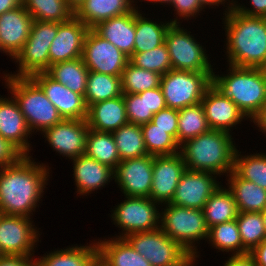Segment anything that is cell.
Wrapping results in <instances>:
<instances>
[{
  "mask_svg": "<svg viewBox=\"0 0 266 266\" xmlns=\"http://www.w3.org/2000/svg\"><path fill=\"white\" fill-rule=\"evenodd\" d=\"M82 60L89 71L121 76L129 57L93 29H89L82 52Z\"/></svg>",
  "mask_w": 266,
  "mask_h": 266,
  "instance_id": "7c38bea8",
  "label": "cell"
},
{
  "mask_svg": "<svg viewBox=\"0 0 266 266\" xmlns=\"http://www.w3.org/2000/svg\"><path fill=\"white\" fill-rule=\"evenodd\" d=\"M232 133L210 129L180 145L186 168L226 177L234 170L237 149Z\"/></svg>",
  "mask_w": 266,
  "mask_h": 266,
  "instance_id": "3957f363",
  "label": "cell"
},
{
  "mask_svg": "<svg viewBox=\"0 0 266 266\" xmlns=\"http://www.w3.org/2000/svg\"><path fill=\"white\" fill-rule=\"evenodd\" d=\"M236 222L243 247L248 252L266 239V229L261 212H239Z\"/></svg>",
  "mask_w": 266,
  "mask_h": 266,
  "instance_id": "b9f144b4",
  "label": "cell"
},
{
  "mask_svg": "<svg viewBox=\"0 0 266 266\" xmlns=\"http://www.w3.org/2000/svg\"><path fill=\"white\" fill-rule=\"evenodd\" d=\"M228 74H212V84L229 97L249 121L266 103V78L261 68L227 65Z\"/></svg>",
  "mask_w": 266,
  "mask_h": 266,
  "instance_id": "277c9868",
  "label": "cell"
},
{
  "mask_svg": "<svg viewBox=\"0 0 266 266\" xmlns=\"http://www.w3.org/2000/svg\"><path fill=\"white\" fill-rule=\"evenodd\" d=\"M58 23L33 20L30 34L22 50L12 60L18 71L4 73L1 76L31 77L37 73H45L50 67L49 50L57 35Z\"/></svg>",
  "mask_w": 266,
  "mask_h": 266,
  "instance_id": "52a82bcc",
  "label": "cell"
},
{
  "mask_svg": "<svg viewBox=\"0 0 266 266\" xmlns=\"http://www.w3.org/2000/svg\"><path fill=\"white\" fill-rule=\"evenodd\" d=\"M120 160L148 155L141 125L127 123L112 132Z\"/></svg>",
  "mask_w": 266,
  "mask_h": 266,
  "instance_id": "d590c367",
  "label": "cell"
},
{
  "mask_svg": "<svg viewBox=\"0 0 266 266\" xmlns=\"http://www.w3.org/2000/svg\"><path fill=\"white\" fill-rule=\"evenodd\" d=\"M228 177V178H227ZM226 178L239 212H261L266 206V190L232 171Z\"/></svg>",
  "mask_w": 266,
  "mask_h": 266,
  "instance_id": "f1b7e54d",
  "label": "cell"
},
{
  "mask_svg": "<svg viewBox=\"0 0 266 266\" xmlns=\"http://www.w3.org/2000/svg\"><path fill=\"white\" fill-rule=\"evenodd\" d=\"M181 23H172L165 34L172 69L192 72H213L206 48Z\"/></svg>",
  "mask_w": 266,
  "mask_h": 266,
  "instance_id": "30bf717a",
  "label": "cell"
},
{
  "mask_svg": "<svg viewBox=\"0 0 266 266\" xmlns=\"http://www.w3.org/2000/svg\"><path fill=\"white\" fill-rule=\"evenodd\" d=\"M88 131L86 119H63L40 134L53 151L70 160L85 154Z\"/></svg>",
  "mask_w": 266,
  "mask_h": 266,
  "instance_id": "2e32d148",
  "label": "cell"
},
{
  "mask_svg": "<svg viewBox=\"0 0 266 266\" xmlns=\"http://www.w3.org/2000/svg\"><path fill=\"white\" fill-rule=\"evenodd\" d=\"M162 75L139 68L130 61L121 74L122 94H138L160 87Z\"/></svg>",
  "mask_w": 266,
  "mask_h": 266,
  "instance_id": "60d3db41",
  "label": "cell"
},
{
  "mask_svg": "<svg viewBox=\"0 0 266 266\" xmlns=\"http://www.w3.org/2000/svg\"><path fill=\"white\" fill-rule=\"evenodd\" d=\"M201 104L210 129L231 133L236 125L249 120L237 105L211 84L205 91Z\"/></svg>",
  "mask_w": 266,
  "mask_h": 266,
  "instance_id": "d6986e66",
  "label": "cell"
},
{
  "mask_svg": "<svg viewBox=\"0 0 266 266\" xmlns=\"http://www.w3.org/2000/svg\"><path fill=\"white\" fill-rule=\"evenodd\" d=\"M89 129L98 132H113L128 123L123 94L113 99L100 101L88 107L86 118Z\"/></svg>",
  "mask_w": 266,
  "mask_h": 266,
  "instance_id": "cb8c5ba5",
  "label": "cell"
},
{
  "mask_svg": "<svg viewBox=\"0 0 266 266\" xmlns=\"http://www.w3.org/2000/svg\"><path fill=\"white\" fill-rule=\"evenodd\" d=\"M186 169L180 153L170 156H154L153 181L149 198L161 205L170 203Z\"/></svg>",
  "mask_w": 266,
  "mask_h": 266,
  "instance_id": "ac0fdd59",
  "label": "cell"
},
{
  "mask_svg": "<svg viewBox=\"0 0 266 266\" xmlns=\"http://www.w3.org/2000/svg\"><path fill=\"white\" fill-rule=\"evenodd\" d=\"M22 5V0H0V15Z\"/></svg>",
  "mask_w": 266,
  "mask_h": 266,
  "instance_id": "6f0895ef",
  "label": "cell"
},
{
  "mask_svg": "<svg viewBox=\"0 0 266 266\" xmlns=\"http://www.w3.org/2000/svg\"><path fill=\"white\" fill-rule=\"evenodd\" d=\"M98 252L96 239L84 245L74 244L65 249H55L34 258V266H96Z\"/></svg>",
  "mask_w": 266,
  "mask_h": 266,
  "instance_id": "83f0119b",
  "label": "cell"
},
{
  "mask_svg": "<svg viewBox=\"0 0 266 266\" xmlns=\"http://www.w3.org/2000/svg\"><path fill=\"white\" fill-rule=\"evenodd\" d=\"M249 253L253 256L256 266H266V239Z\"/></svg>",
  "mask_w": 266,
  "mask_h": 266,
  "instance_id": "f5cc1de1",
  "label": "cell"
},
{
  "mask_svg": "<svg viewBox=\"0 0 266 266\" xmlns=\"http://www.w3.org/2000/svg\"><path fill=\"white\" fill-rule=\"evenodd\" d=\"M45 73L73 92L85 95L89 70L82 58L51 64Z\"/></svg>",
  "mask_w": 266,
  "mask_h": 266,
  "instance_id": "4dcf8cb0",
  "label": "cell"
},
{
  "mask_svg": "<svg viewBox=\"0 0 266 266\" xmlns=\"http://www.w3.org/2000/svg\"><path fill=\"white\" fill-rule=\"evenodd\" d=\"M85 0H66V2L68 3V5L74 10L76 11L77 8L84 2Z\"/></svg>",
  "mask_w": 266,
  "mask_h": 266,
  "instance_id": "91938a15",
  "label": "cell"
},
{
  "mask_svg": "<svg viewBox=\"0 0 266 266\" xmlns=\"http://www.w3.org/2000/svg\"><path fill=\"white\" fill-rule=\"evenodd\" d=\"M34 256L1 255L0 266H34Z\"/></svg>",
  "mask_w": 266,
  "mask_h": 266,
  "instance_id": "f907efd6",
  "label": "cell"
},
{
  "mask_svg": "<svg viewBox=\"0 0 266 266\" xmlns=\"http://www.w3.org/2000/svg\"><path fill=\"white\" fill-rule=\"evenodd\" d=\"M154 156L121 160L114 170V181L123 196L149 198L153 181Z\"/></svg>",
  "mask_w": 266,
  "mask_h": 266,
  "instance_id": "5bb4252c",
  "label": "cell"
},
{
  "mask_svg": "<svg viewBox=\"0 0 266 266\" xmlns=\"http://www.w3.org/2000/svg\"><path fill=\"white\" fill-rule=\"evenodd\" d=\"M128 123L142 125L152 120L148 113L147 90L138 94H123Z\"/></svg>",
  "mask_w": 266,
  "mask_h": 266,
  "instance_id": "ee69618b",
  "label": "cell"
},
{
  "mask_svg": "<svg viewBox=\"0 0 266 266\" xmlns=\"http://www.w3.org/2000/svg\"><path fill=\"white\" fill-rule=\"evenodd\" d=\"M170 6L174 8V14H176V18L170 19L172 23H180L182 19L188 21L192 17L196 20L198 14L205 11L199 0H173Z\"/></svg>",
  "mask_w": 266,
  "mask_h": 266,
  "instance_id": "f6af8a7d",
  "label": "cell"
},
{
  "mask_svg": "<svg viewBox=\"0 0 266 266\" xmlns=\"http://www.w3.org/2000/svg\"><path fill=\"white\" fill-rule=\"evenodd\" d=\"M261 214H262V216H263L264 225H265V229H266V206H265L264 209L261 211Z\"/></svg>",
  "mask_w": 266,
  "mask_h": 266,
  "instance_id": "94428289",
  "label": "cell"
},
{
  "mask_svg": "<svg viewBox=\"0 0 266 266\" xmlns=\"http://www.w3.org/2000/svg\"><path fill=\"white\" fill-rule=\"evenodd\" d=\"M121 95V76L89 71L84 95L88 107L91 104L113 99Z\"/></svg>",
  "mask_w": 266,
  "mask_h": 266,
  "instance_id": "836d02e7",
  "label": "cell"
},
{
  "mask_svg": "<svg viewBox=\"0 0 266 266\" xmlns=\"http://www.w3.org/2000/svg\"><path fill=\"white\" fill-rule=\"evenodd\" d=\"M140 11V7L135 8L134 52H145L162 45L165 42V34L172 24L170 20L154 21L146 18Z\"/></svg>",
  "mask_w": 266,
  "mask_h": 266,
  "instance_id": "f546056e",
  "label": "cell"
},
{
  "mask_svg": "<svg viewBox=\"0 0 266 266\" xmlns=\"http://www.w3.org/2000/svg\"><path fill=\"white\" fill-rule=\"evenodd\" d=\"M230 256L222 266H256L254 258L250 253Z\"/></svg>",
  "mask_w": 266,
  "mask_h": 266,
  "instance_id": "816d5d0a",
  "label": "cell"
},
{
  "mask_svg": "<svg viewBox=\"0 0 266 266\" xmlns=\"http://www.w3.org/2000/svg\"><path fill=\"white\" fill-rule=\"evenodd\" d=\"M201 5L206 9V7L214 8L215 6L219 7V5L225 6L224 14H227L229 11H231L234 8L235 0H199ZM228 1V2H227ZM227 5V6H226ZM227 7V8H226Z\"/></svg>",
  "mask_w": 266,
  "mask_h": 266,
  "instance_id": "11a10c76",
  "label": "cell"
},
{
  "mask_svg": "<svg viewBox=\"0 0 266 266\" xmlns=\"http://www.w3.org/2000/svg\"><path fill=\"white\" fill-rule=\"evenodd\" d=\"M213 72H192L171 69L161 77L165 104L182 109L201 103L205 91L212 84Z\"/></svg>",
  "mask_w": 266,
  "mask_h": 266,
  "instance_id": "ba28073f",
  "label": "cell"
},
{
  "mask_svg": "<svg viewBox=\"0 0 266 266\" xmlns=\"http://www.w3.org/2000/svg\"><path fill=\"white\" fill-rule=\"evenodd\" d=\"M100 266H152L124 238L96 240Z\"/></svg>",
  "mask_w": 266,
  "mask_h": 266,
  "instance_id": "484cf974",
  "label": "cell"
},
{
  "mask_svg": "<svg viewBox=\"0 0 266 266\" xmlns=\"http://www.w3.org/2000/svg\"><path fill=\"white\" fill-rule=\"evenodd\" d=\"M250 8L235 0L234 9L247 16L266 17V0H250Z\"/></svg>",
  "mask_w": 266,
  "mask_h": 266,
  "instance_id": "c3c4849f",
  "label": "cell"
},
{
  "mask_svg": "<svg viewBox=\"0 0 266 266\" xmlns=\"http://www.w3.org/2000/svg\"><path fill=\"white\" fill-rule=\"evenodd\" d=\"M137 0H85L75 11V16L89 29L112 17L134 10ZM135 2V4H134Z\"/></svg>",
  "mask_w": 266,
  "mask_h": 266,
  "instance_id": "4316f807",
  "label": "cell"
},
{
  "mask_svg": "<svg viewBox=\"0 0 266 266\" xmlns=\"http://www.w3.org/2000/svg\"><path fill=\"white\" fill-rule=\"evenodd\" d=\"M238 149L234 155V172L242 179L266 190V153L243 155Z\"/></svg>",
  "mask_w": 266,
  "mask_h": 266,
  "instance_id": "f35d334b",
  "label": "cell"
},
{
  "mask_svg": "<svg viewBox=\"0 0 266 266\" xmlns=\"http://www.w3.org/2000/svg\"><path fill=\"white\" fill-rule=\"evenodd\" d=\"M211 172L186 169L176 187L171 204L191 209H204L208 198L223 184Z\"/></svg>",
  "mask_w": 266,
  "mask_h": 266,
  "instance_id": "9a60e30c",
  "label": "cell"
},
{
  "mask_svg": "<svg viewBox=\"0 0 266 266\" xmlns=\"http://www.w3.org/2000/svg\"><path fill=\"white\" fill-rule=\"evenodd\" d=\"M158 128L169 130V134L177 141L178 131V110L173 108H164L154 114L152 120Z\"/></svg>",
  "mask_w": 266,
  "mask_h": 266,
  "instance_id": "bcb514c9",
  "label": "cell"
},
{
  "mask_svg": "<svg viewBox=\"0 0 266 266\" xmlns=\"http://www.w3.org/2000/svg\"><path fill=\"white\" fill-rule=\"evenodd\" d=\"M148 155L170 156L180 153V145L169 134V130L158 128L151 121L141 125Z\"/></svg>",
  "mask_w": 266,
  "mask_h": 266,
  "instance_id": "ab89813d",
  "label": "cell"
},
{
  "mask_svg": "<svg viewBox=\"0 0 266 266\" xmlns=\"http://www.w3.org/2000/svg\"><path fill=\"white\" fill-rule=\"evenodd\" d=\"M264 75H265V78H266V63L261 67Z\"/></svg>",
  "mask_w": 266,
  "mask_h": 266,
  "instance_id": "6125c7cd",
  "label": "cell"
},
{
  "mask_svg": "<svg viewBox=\"0 0 266 266\" xmlns=\"http://www.w3.org/2000/svg\"><path fill=\"white\" fill-rule=\"evenodd\" d=\"M225 187L221 184L208 198L204 206V217L208 228L219 223L235 220L238 217L237 204L231 191L227 186Z\"/></svg>",
  "mask_w": 266,
  "mask_h": 266,
  "instance_id": "1f68e13d",
  "label": "cell"
},
{
  "mask_svg": "<svg viewBox=\"0 0 266 266\" xmlns=\"http://www.w3.org/2000/svg\"><path fill=\"white\" fill-rule=\"evenodd\" d=\"M209 130L210 127L201 103L178 110L177 143L179 145Z\"/></svg>",
  "mask_w": 266,
  "mask_h": 266,
  "instance_id": "74e56055",
  "label": "cell"
},
{
  "mask_svg": "<svg viewBox=\"0 0 266 266\" xmlns=\"http://www.w3.org/2000/svg\"><path fill=\"white\" fill-rule=\"evenodd\" d=\"M85 154L113 170L121 161L112 132H98L89 129Z\"/></svg>",
  "mask_w": 266,
  "mask_h": 266,
  "instance_id": "d6a6232c",
  "label": "cell"
},
{
  "mask_svg": "<svg viewBox=\"0 0 266 266\" xmlns=\"http://www.w3.org/2000/svg\"><path fill=\"white\" fill-rule=\"evenodd\" d=\"M129 61L149 71L164 75L172 69L170 55L166 43L145 52H134Z\"/></svg>",
  "mask_w": 266,
  "mask_h": 266,
  "instance_id": "7bdbcfd3",
  "label": "cell"
},
{
  "mask_svg": "<svg viewBox=\"0 0 266 266\" xmlns=\"http://www.w3.org/2000/svg\"><path fill=\"white\" fill-rule=\"evenodd\" d=\"M160 229L188 252L200 253L197 244L208 239L204 211L176 206L171 203L161 205ZM197 242V244H196Z\"/></svg>",
  "mask_w": 266,
  "mask_h": 266,
  "instance_id": "8992f818",
  "label": "cell"
},
{
  "mask_svg": "<svg viewBox=\"0 0 266 266\" xmlns=\"http://www.w3.org/2000/svg\"><path fill=\"white\" fill-rule=\"evenodd\" d=\"M33 17L21 5L0 15V48L13 60L30 34Z\"/></svg>",
  "mask_w": 266,
  "mask_h": 266,
  "instance_id": "7402d4cb",
  "label": "cell"
},
{
  "mask_svg": "<svg viewBox=\"0 0 266 266\" xmlns=\"http://www.w3.org/2000/svg\"><path fill=\"white\" fill-rule=\"evenodd\" d=\"M147 103L148 113L156 114L167 107L161 87L147 90Z\"/></svg>",
  "mask_w": 266,
  "mask_h": 266,
  "instance_id": "681fc988",
  "label": "cell"
},
{
  "mask_svg": "<svg viewBox=\"0 0 266 266\" xmlns=\"http://www.w3.org/2000/svg\"><path fill=\"white\" fill-rule=\"evenodd\" d=\"M49 165L22 155L0 169V214L32 218L49 181ZM34 212V213H33Z\"/></svg>",
  "mask_w": 266,
  "mask_h": 266,
  "instance_id": "6da1fadb",
  "label": "cell"
},
{
  "mask_svg": "<svg viewBox=\"0 0 266 266\" xmlns=\"http://www.w3.org/2000/svg\"><path fill=\"white\" fill-rule=\"evenodd\" d=\"M30 131L19 104L11 95H0V136L13 145L22 155H31Z\"/></svg>",
  "mask_w": 266,
  "mask_h": 266,
  "instance_id": "44dd1931",
  "label": "cell"
},
{
  "mask_svg": "<svg viewBox=\"0 0 266 266\" xmlns=\"http://www.w3.org/2000/svg\"><path fill=\"white\" fill-rule=\"evenodd\" d=\"M89 28L75 15L68 21L58 23L57 35L50 45V65L82 57Z\"/></svg>",
  "mask_w": 266,
  "mask_h": 266,
  "instance_id": "ffe728a7",
  "label": "cell"
},
{
  "mask_svg": "<svg viewBox=\"0 0 266 266\" xmlns=\"http://www.w3.org/2000/svg\"><path fill=\"white\" fill-rule=\"evenodd\" d=\"M124 239L152 266L172 264L186 252L160 228L148 232L133 233Z\"/></svg>",
  "mask_w": 266,
  "mask_h": 266,
  "instance_id": "4fadbf2b",
  "label": "cell"
},
{
  "mask_svg": "<svg viewBox=\"0 0 266 266\" xmlns=\"http://www.w3.org/2000/svg\"><path fill=\"white\" fill-rule=\"evenodd\" d=\"M207 242L212 248L218 249V252L229 253L230 251L232 253L231 255L249 253L243 247L236 219L219 223L209 228Z\"/></svg>",
  "mask_w": 266,
  "mask_h": 266,
  "instance_id": "e575fe53",
  "label": "cell"
},
{
  "mask_svg": "<svg viewBox=\"0 0 266 266\" xmlns=\"http://www.w3.org/2000/svg\"><path fill=\"white\" fill-rule=\"evenodd\" d=\"M30 78L43 90L63 119L82 120L87 118L88 106L83 95L56 82L46 73H37Z\"/></svg>",
  "mask_w": 266,
  "mask_h": 266,
  "instance_id": "e0dca14e",
  "label": "cell"
},
{
  "mask_svg": "<svg viewBox=\"0 0 266 266\" xmlns=\"http://www.w3.org/2000/svg\"><path fill=\"white\" fill-rule=\"evenodd\" d=\"M71 161L77 196H89L94 191L102 190L114 180L113 169L86 154L73 158Z\"/></svg>",
  "mask_w": 266,
  "mask_h": 266,
  "instance_id": "603a6c76",
  "label": "cell"
},
{
  "mask_svg": "<svg viewBox=\"0 0 266 266\" xmlns=\"http://www.w3.org/2000/svg\"><path fill=\"white\" fill-rule=\"evenodd\" d=\"M22 154L0 136V169L16 162Z\"/></svg>",
  "mask_w": 266,
  "mask_h": 266,
  "instance_id": "7dc6e473",
  "label": "cell"
},
{
  "mask_svg": "<svg viewBox=\"0 0 266 266\" xmlns=\"http://www.w3.org/2000/svg\"><path fill=\"white\" fill-rule=\"evenodd\" d=\"M93 30L129 58L134 53L135 9L124 15L107 19L95 26Z\"/></svg>",
  "mask_w": 266,
  "mask_h": 266,
  "instance_id": "d4e9b609",
  "label": "cell"
},
{
  "mask_svg": "<svg viewBox=\"0 0 266 266\" xmlns=\"http://www.w3.org/2000/svg\"><path fill=\"white\" fill-rule=\"evenodd\" d=\"M3 81L10 91L8 93L19 104L32 133H42L63 120L54 104L30 77L7 76Z\"/></svg>",
  "mask_w": 266,
  "mask_h": 266,
  "instance_id": "5b68a950",
  "label": "cell"
},
{
  "mask_svg": "<svg viewBox=\"0 0 266 266\" xmlns=\"http://www.w3.org/2000/svg\"><path fill=\"white\" fill-rule=\"evenodd\" d=\"M221 19L228 65L261 68L266 63V17L247 16L233 8Z\"/></svg>",
  "mask_w": 266,
  "mask_h": 266,
  "instance_id": "7a4b0ae2",
  "label": "cell"
},
{
  "mask_svg": "<svg viewBox=\"0 0 266 266\" xmlns=\"http://www.w3.org/2000/svg\"><path fill=\"white\" fill-rule=\"evenodd\" d=\"M250 121L266 136V103Z\"/></svg>",
  "mask_w": 266,
  "mask_h": 266,
  "instance_id": "9f6ffc18",
  "label": "cell"
},
{
  "mask_svg": "<svg viewBox=\"0 0 266 266\" xmlns=\"http://www.w3.org/2000/svg\"><path fill=\"white\" fill-rule=\"evenodd\" d=\"M123 202L118 203L112 209L110 218L113 224L121 230L114 237L126 236L148 232L160 228L161 205L150 198L125 196ZM159 208V209H158Z\"/></svg>",
  "mask_w": 266,
  "mask_h": 266,
  "instance_id": "9c48e42d",
  "label": "cell"
},
{
  "mask_svg": "<svg viewBox=\"0 0 266 266\" xmlns=\"http://www.w3.org/2000/svg\"><path fill=\"white\" fill-rule=\"evenodd\" d=\"M140 2H141V4H142V2H143V0L141 1V0H139ZM145 1H147V2H149V3H152L153 4V2H154V4H160V6L161 5H163V6H169L170 7V5H171V3H172V1L173 0H144V2ZM165 4V5H164Z\"/></svg>",
  "mask_w": 266,
  "mask_h": 266,
  "instance_id": "680465c9",
  "label": "cell"
},
{
  "mask_svg": "<svg viewBox=\"0 0 266 266\" xmlns=\"http://www.w3.org/2000/svg\"><path fill=\"white\" fill-rule=\"evenodd\" d=\"M200 254L186 251L176 262L166 266H196ZM197 260V261H196Z\"/></svg>",
  "mask_w": 266,
  "mask_h": 266,
  "instance_id": "db71d44e",
  "label": "cell"
},
{
  "mask_svg": "<svg viewBox=\"0 0 266 266\" xmlns=\"http://www.w3.org/2000/svg\"><path fill=\"white\" fill-rule=\"evenodd\" d=\"M33 218L0 214V254L34 256L40 228ZM35 249V250H34Z\"/></svg>",
  "mask_w": 266,
  "mask_h": 266,
  "instance_id": "8fae6325",
  "label": "cell"
},
{
  "mask_svg": "<svg viewBox=\"0 0 266 266\" xmlns=\"http://www.w3.org/2000/svg\"><path fill=\"white\" fill-rule=\"evenodd\" d=\"M22 5L36 21L62 23L75 15L66 0H22Z\"/></svg>",
  "mask_w": 266,
  "mask_h": 266,
  "instance_id": "8d00e7d4",
  "label": "cell"
}]
</instances>
